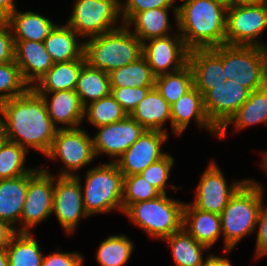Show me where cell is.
Masks as SVG:
<instances>
[{
  "mask_svg": "<svg viewBox=\"0 0 267 266\" xmlns=\"http://www.w3.org/2000/svg\"><path fill=\"white\" fill-rule=\"evenodd\" d=\"M83 256L76 252H54L43 257L41 266H83Z\"/></svg>",
  "mask_w": 267,
  "mask_h": 266,
  "instance_id": "obj_43",
  "label": "cell"
},
{
  "mask_svg": "<svg viewBox=\"0 0 267 266\" xmlns=\"http://www.w3.org/2000/svg\"><path fill=\"white\" fill-rule=\"evenodd\" d=\"M173 9L176 23H178V8H153L136 13L125 25H133L134 33L143 43L152 38L170 35L168 11ZM169 32V33H168Z\"/></svg>",
  "mask_w": 267,
  "mask_h": 266,
  "instance_id": "obj_27",
  "label": "cell"
},
{
  "mask_svg": "<svg viewBox=\"0 0 267 266\" xmlns=\"http://www.w3.org/2000/svg\"><path fill=\"white\" fill-rule=\"evenodd\" d=\"M262 166H263V169L266 171L267 173V151L264 152L263 154V161H262Z\"/></svg>",
  "mask_w": 267,
  "mask_h": 266,
  "instance_id": "obj_50",
  "label": "cell"
},
{
  "mask_svg": "<svg viewBox=\"0 0 267 266\" xmlns=\"http://www.w3.org/2000/svg\"><path fill=\"white\" fill-rule=\"evenodd\" d=\"M261 123H267V85L251 92L248 100L218 130V137L224 138L232 124L241 130Z\"/></svg>",
  "mask_w": 267,
  "mask_h": 266,
  "instance_id": "obj_26",
  "label": "cell"
},
{
  "mask_svg": "<svg viewBox=\"0 0 267 266\" xmlns=\"http://www.w3.org/2000/svg\"><path fill=\"white\" fill-rule=\"evenodd\" d=\"M0 119L5 139L26 150L33 148L45 156L49 152L57 128L48 115L44 99L33 88L19 97L1 102Z\"/></svg>",
  "mask_w": 267,
  "mask_h": 266,
  "instance_id": "obj_2",
  "label": "cell"
},
{
  "mask_svg": "<svg viewBox=\"0 0 267 266\" xmlns=\"http://www.w3.org/2000/svg\"><path fill=\"white\" fill-rule=\"evenodd\" d=\"M171 105L153 87L129 114L145 130L164 131V124L171 121Z\"/></svg>",
  "mask_w": 267,
  "mask_h": 266,
  "instance_id": "obj_25",
  "label": "cell"
},
{
  "mask_svg": "<svg viewBox=\"0 0 267 266\" xmlns=\"http://www.w3.org/2000/svg\"><path fill=\"white\" fill-rule=\"evenodd\" d=\"M75 91L83 106L108 96L111 92L109 75L85 63L81 67Z\"/></svg>",
  "mask_w": 267,
  "mask_h": 266,
  "instance_id": "obj_30",
  "label": "cell"
},
{
  "mask_svg": "<svg viewBox=\"0 0 267 266\" xmlns=\"http://www.w3.org/2000/svg\"><path fill=\"white\" fill-rule=\"evenodd\" d=\"M262 186L247 179L232 195L220 214L225 252L231 251L241 239L255 232L263 205Z\"/></svg>",
  "mask_w": 267,
  "mask_h": 266,
  "instance_id": "obj_4",
  "label": "cell"
},
{
  "mask_svg": "<svg viewBox=\"0 0 267 266\" xmlns=\"http://www.w3.org/2000/svg\"><path fill=\"white\" fill-rule=\"evenodd\" d=\"M46 157L60 159L65 169L58 176H75L74 171L90 164L96 157L92 137L81 128L57 129ZM73 171V172H72Z\"/></svg>",
  "mask_w": 267,
  "mask_h": 266,
  "instance_id": "obj_10",
  "label": "cell"
},
{
  "mask_svg": "<svg viewBox=\"0 0 267 266\" xmlns=\"http://www.w3.org/2000/svg\"><path fill=\"white\" fill-rule=\"evenodd\" d=\"M14 60L25 82L32 88L53 66L44 42L14 41Z\"/></svg>",
  "mask_w": 267,
  "mask_h": 266,
  "instance_id": "obj_20",
  "label": "cell"
},
{
  "mask_svg": "<svg viewBox=\"0 0 267 266\" xmlns=\"http://www.w3.org/2000/svg\"><path fill=\"white\" fill-rule=\"evenodd\" d=\"M178 31L186 47L209 49L225 44L227 7L215 0H182Z\"/></svg>",
  "mask_w": 267,
  "mask_h": 266,
  "instance_id": "obj_3",
  "label": "cell"
},
{
  "mask_svg": "<svg viewBox=\"0 0 267 266\" xmlns=\"http://www.w3.org/2000/svg\"><path fill=\"white\" fill-rule=\"evenodd\" d=\"M110 88L154 87L156 76L142 55L136 61L108 73Z\"/></svg>",
  "mask_w": 267,
  "mask_h": 266,
  "instance_id": "obj_29",
  "label": "cell"
},
{
  "mask_svg": "<svg viewBox=\"0 0 267 266\" xmlns=\"http://www.w3.org/2000/svg\"><path fill=\"white\" fill-rule=\"evenodd\" d=\"M177 31L171 36L152 38L142 43V55L156 77L178 71L188 64L189 49Z\"/></svg>",
  "mask_w": 267,
  "mask_h": 266,
  "instance_id": "obj_13",
  "label": "cell"
},
{
  "mask_svg": "<svg viewBox=\"0 0 267 266\" xmlns=\"http://www.w3.org/2000/svg\"><path fill=\"white\" fill-rule=\"evenodd\" d=\"M0 266H9L6 248L0 249Z\"/></svg>",
  "mask_w": 267,
  "mask_h": 266,
  "instance_id": "obj_49",
  "label": "cell"
},
{
  "mask_svg": "<svg viewBox=\"0 0 267 266\" xmlns=\"http://www.w3.org/2000/svg\"><path fill=\"white\" fill-rule=\"evenodd\" d=\"M30 88L15 60L0 64V103L23 95Z\"/></svg>",
  "mask_w": 267,
  "mask_h": 266,
  "instance_id": "obj_37",
  "label": "cell"
},
{
  "mask_svg": "<svg viewBox=\"0 0 267 266\" xmlns=\"http://www.w3.org/2000/svg\"><path fill=\"white\" fill-rule=\"evenodd\" d=\"M188 65L193 86L203 95L206 115L219 130L248 100L251 91L229 74L227 44L189 50Z\"/></svg>",
  "mask_w": 267,
  "mask_h": 266,
  "instance_id": "obj_1",
  "label": "cell"
},
{
  "mask_svg": "<svg viewBox=\"0 0 267 266\" xmlns=\"http://www.w3.org/2000/svg\"><path fill=\"white\" fill-rule=\"evenodd\" d=\"M85 59L57 62L32 87L36 92L75 90L81 67Z\"/></svg>",
  "mask_w": 267,
  "mask_h": 266,
  "instance_id": "obj_28",
  "label": "cell"
},
{
  "mask_svg": "<svg viewBox=\"0 0 267 266\" xmlns=\"http://www.w3.org/2000/svg\"><path fill=\"white\" fill-rule=\"evenodd\" d=\"M266 30L267 0L254 5L227 8L225 44L267 48V44L257 39Z\"/></svg>",
  "mask_w": 267,
  "mask_h": 266,
  "instance_id": "obj_9",
  "label": "cell"
},
{
  "mask_svg": "<svg viewBox=\"0 0 267 266\" xmlns=\"http://www.w3.org/2000/svg\"><path fill=\"white\" fill-rule=\"evenodd\" d=\"M77 36L80 37L67 24H57L53 28L50 34L45 38L44 45L54 63L85 59L84 41H78Z\"/></svg>",
  "mask_w": 267,
  "mask_h": 266,
  "instance_id": "obj_23",
  "label": "cell"
},
{
  "mask_svg": "<svg viewBox=\"0 0 267 266\" xmlns=\"http://www.w3.org/2000/svg\"><path fill=\"white\" fill-rule=\"evenodd\" d=\"M214 161H211L200 178L195 200L190 203L198 210L221 214L232 195L247 180L235 181L227 185L224 174Z\"/></svg>",
  "mask_w": 267,
  "mask_h": 266,
  "instance_id": "obj_15",
  "label": "cell"
},
{
  "mask_svg": "<svg viewBox=\"0 0 267 266\" xmlns=\"http://www.w3.org/2000/svg\"><path fill=\"white\" fill-rule=\"evenodd\" d=\"M163 240L171 247L177 266H201L204 261L202 252L209 249L197 242L183 227Z\"/></svg>",
  "mask_w": 267,
  "mask_h": 266,
  "instance_id": "obj_31",
  "label": "cell"
},
{
  "mask_svg": "<svg viewBox=\"0 0 267 266\" xmlns=\"http://www.w3.org/2000/svg\"><path fill=\"white\" fill-rule=\"evenodd\" d=\"M263 0H229V8L238 6L254 5L262 2Z\"/></svg>",
  "mask_w": 267,
  "mask_h": 266,
  "instance_id": "obj_48",
  "label": "cell"
},
{
  "mask_svg": "<svg viewBox=\"0 0 267 266\" xmlns=\"http://www.w3.org/2000/svg\"><path fill=\"white\" fill-rule=\"evenodd\" d=\"M54 176L43 167L28 173V187L20 216L22 224L16 232H30L38 223L51 216L53 209Z\"/></svg>",
  "mask_w": 267,
  "mask_h": 266,
  "instance_id": "obj_11",
  "label": "cell"
},
{
  "mask_svg": "<svg viewBox=\"0 0 267 266\" xmlns=\"http://www.w3.org/2000/svg\"><path fill=\"white\" fill-rule=\"evenodd\" d=\"M13 32L5 20H0V64L14 60Z\"/></svg>",
  "mask_w": 267,
  "mask_h": 266,
  "instance_id": "obj_42",
  "label": "cell"
},
{
  "mask_svg": "<svg viewBox=\"0 0 267 266\" xmlns=\"http://www.w3.org/2000/svg\"><path fill=\"white\" fill-rule=\"evenodd\" d=\"M127 116V112L114 99L111 93L84 106V119L87 117L90 124L96 128L121 121Z\"/></svg>",
  "mask_w": 267,
  "mask_h": 266,
  "instance_id": "obj_36",
  "label": "cell"
},
{
  "mask_svg": "<svg viewBox=\"0 0 267 266\" xmlns=\"http://www.w3.org/2000/svg\"><path fill=\"white\" fill-rule=\"evenodd\" d=\"M182 227L199 243L213 247L222 235L219 214L198 210L184 204Z\"/></svg>",
  "mask_w": 267,
  "mask_h": 266,
  "instance_id": "obj_21",
  "label": "cell"
},
{
  "mask_svg": "<svg viewBox=\"0 0 267 266\" xmlns=\"http://www.w3.org/2000/svg\"><path fill=\"white\" fill-rule=\"evenodd\" d=\"M165 131L145 130L115 162L123 176L140 174L152 163L163 158L162 145L168 139Z\"/></svg>",
  "mask_w": 267,
  "mask_h": 266,
  "instance_id": "obj_16",
  "label": "cell"
},
{
  "mask_svg": "<svg viewBox=\"0 0 267 266\" xmlns=\"http://www.w3.org/2000/svg\"><path fill=\"white\" fill-rule=\"evenodd\" d=\"M121 19L120 4L116 0H76L66 23L81 38H91L114 31Z\"/></svg>",
  "mask_w": 267,
  "mask_h": 266,
  "instance_id": "obj_8",
  "label": "cell"
},
{
  "mask_svg": "<svg viewBox=\"0 0 267 266\" xmlns=\"http://www.w3.org/2000/svg\"><path fill=\"white\" fill-rule=\"evenodd\" d=\"M153 87L111 88V95L129 115Z\"/></svg>",
  "mask_w": 267,
  "mask_h": 266,
  "instance_id": "obj_41",
  "label": "cell"
},
{
  "mask_svg": "<svg viewBox=\"0 0 267 266\" xmlns=\"http://www.w3.org/2000/svg\"><path fill=\"white\" fill-rule=\"evenodd\" d=\"M134 249L126 235H111L100 243L96 260L101 266H124Z\"/></svg>",
  "mask_w": 267,
  "mask_h": 266,
  "instance_id": "obj_34",
  "label": "cell"
},
{
  "mask_svg": "<svg viewBox=\"0 0 267 266\" xmlns=\"http://www.w3.org/2000/svg\"><path fill=\"white\" fill-rule=\"evenodd\" d=\"M15 0H0V20H6L15 10Z\"/></svg>",
  "mask_w": 267,
  "mask_h": 266,
  "instance_id": "obj_46",
  "label": "cell"
},
{
  "mask_svg": "<svg viewBox=\"0 0 267 266\" xmlns=\"http://www.w3.org/2000/svg\"><path fill=\"white\" fill-rule=\"evenodd\" d=\"M201 266H233L231 261L228 258H221L220 256H216L214 254H210L207 256L205 261L201 264Z\"/></svg>",
  "mask_w": 267,
  "mask_h": 266,
  "instance_id": "obj_47",
  "label": "cell"
},
{
  "mask_svg": "<svg viewBox=\"0 0 267 266\" xmlns=\"http://www.w3.org/2000/svg\"><path fill=\"white\" fill-rule=\"evenodd\" d=\"M229 74L251 92L267 85V48L227 45Z\"/></svg>",
  "mask_w": 267,
  "mask_h": 266,
  "instance_id": "obj_12",
  "label": "cell"
},
{
  "mask_svg": "<svg viewBox=\"0 0 267 266\" xmlns=\"http://www.w3.org/2000/svg\"><path fill=\"white\" fill-rule=\"evenodd\" d=\"M29 151L15 142L3 139L0 142V180L23 176L34 172L36 167L26 168L24 162Z\"/></svg>",
  "mask_w": 267,
  "mask_h": 266,
  "instance_id": "obj_35",
  "label": "cell"
},
{
  "mask_svg": "<svg viewBox=\"0 0 267 266\" xmlns=\"http://www.w3.org/2000/svg\"><path fill=\"white\" fill-rule=\"evenodd\" d=\"M170 108L172 132L175 135L180 136L194 118L200 128L207 129L212 135L214 134V137L218 138V129L206 115L203 95L194 86L173 103Z\"/></svg>",
  "mask_w": 267,
  "mask_h": 266,
  "instance_id": "obj_18",
  "label": "cell"
},
{
  "mask_svg": "<svg viewBox=\"0 0 267 266\" xmlns=\"http://www.w3.org/2000/svg\"><path fill=\"white\" fill-rule=\"evenodd\" d=\"M99 132L93 136L95 154L105 153L111 158H119L145 131L129 115L118 122L97 127Z\"/></svg>",
  "mask_w": 267,
  "mask_h": 266,
  "instance_id": "obj_17",
  "label": "cell"
},
{
  "mask_svg": "<svg viewBox=\"0 0 267 266\" xmlns=\"http://www.w3.org/2000/svg\"><path fill=\"white\" fill-rule=\"evenodd\" d=\"M9 266H41L43 253L30 232H16L6 247Z\"/></svg>",
  "mask_w": 267,
  "mask_h": 266,
  "instance_id": "obj_32",
  "label": "cell"
},
{
  "mask_svg": "<svg viewBox=\"0 0 267 266\" xmlns=\"http://www.w3.org/2000/svg\"><path fill=\"white\" fill-rule=\"evenodd\" d=\"M162 193L148 183L141 175H128L123 178V212L134 203L155 199Z\"/></svg>",
  "mask_w": 267,
  "mask_h": 266,
  "instance_id": "obj_38",
  "label": "cell"
},
{
  "mask_svg": "<svg viewBox=\"0 0 267 266\" xmlns=\"http://www.w3.org/2000/svg\"><path fill=\"white\" fill-rule=\"evenodd\" d=\"M123 178L115 162L90 168L81 186L85 212L89 216L116 209L123 213Z\"/></svg>",
  "mask_w": 267,
  "mask_h": 266,
  "instance_id": "obj_6",
  "label": "cell"
},
{
  "mask_svg": "<svg viewBox=\"0 0 267 266\" xmlns=\"http://www.w3.org/2000/svg\"><path fill=\"white\" fill-rule=\"evenodd\" d=\"M256 255L255 258H260L267 254V205L261 209L257 225H256Z\"/></svg>",
  "mask_w": 267,
  "mask_h": 266,
  "instance_id": "obj_44",
  "label": "cell"
},
{
  "mask_svg": "<svg viewBox=\"0 0 267 266\" xmlns=\"http://www.w3.org/2000/svg\"><path fill=\"white\" fill-rule=\"evenodd\" d=\"M16 233L15 229L9 224L0 220V249L6 248L12 236Z\"/></svg>",
  "mask_w": 267,
  "mask_h": 266,
  "instance_id": "obj_45",
  "label": "cell"
},
{
  "mask_svg": "<svg viewBox=\"0 0 267 266\" xmlns=\"http://www.w3.org/2000/svg\"><path fill=\"white\" fill-rule=\"evenodd\" d=\"M184 204L162 194L131 204L123 214L149 236L163 240L182 228Z\"/></svg>",
  "mask_w": 267,
  "mask_h": 266,
  "instance_id": "obj_7",
  "label": "cell"
},
{
  "mask_svg": "<svg viewBox=\"0 0 267 266\" xmlns=\"http://www.w3.org/2000/svg\"><path fill=\"white\" fill-rule=\"evenodd\" d=\"M4 139V136H3V126H2V122H1V119H0V142Z\"/></svg>",
  "mask_w": 267,
  "mask_h": 266,
  "instance_id": "obj_51",
  "label": "cell"
},
{
  "mask_svg": "<svg viewBox=\"0 0 267 266\" xmlns=\"http://www.w3.org/2000/svg\"><path fill=\"white\" fill-rule=\"evenodd\" d=\"M176 0H126L120 3L122 24L125 25L136 13L153 8H178L173 3ZM174 5V6H173Z\"/></svg>",
  "mask_w": 267,
  "mask_h": 266,
  "instance_id": "obj_40",
  "label": "cell"
},
{
  "mask_svg": "<svg viewBox=\"0 0 267 266\" xmlns=\"http://www.w3.org/2000/svg\"><path fill=\"white\" fill-rule=\"evenodd\" d=\"M14 34V41H37L44 42L57 25L48 17L39 13L26 11L20 12L17 9L5 20Z\"/></svg>",
  "mask_w": 267,
  "mask_h": 266,
  "instance_id": "obj_22",
  "label": "cell"
},
{
  "mask_svg": "<svg viewBox=\"0 0 267 266\" xmlns=\"http://www.w3.org/2000/svg\"><path fill=\"white\" fill-rule=\"evenodd\" d=\"M173 164V156L167 153L163 158L149 165L139 175L156 187L162 194H166V187L169 185L166 182Z\"/></svg>",
  "mask_w": 267,
  "mask_h": 266,
  "instance_id": "obj_39",
  "label": "cell"
},
{
  "mask_svg": "<svg viewBox=\"0 0 267 266\" xmlns=\"http://www.w3.org/2000/svg\"><path fill=\"white\" fill-rule=\"evenodd\" d=\"M130 29L121 24L114 31L85 40V62L108 74L136 61L142 56V42Z\"/></svg>",
  "mask_w": 267,
  "mask_h": 266,
  "instance_id": "obj_5",
  "label": "cell"
},
{
  "mask_svg": "<svg viewBox=\"0 0 267 266\" xmlns=\"http://www.w3.org/2000/svg\"><path fill=\"white\" fill-rule=\"evenodd\" d=\"M57 178V179H56ZM54 177L53 209L60 225L68 235L73 234L82 217H89L85 212L82 198L80 177Z\"/></svg>",
  "mask_w": 267,
  "mask_h": 266,
  "instance_id": "obj_14",
  "label": "cell"
},
{
  "mask_svg": "<svg viewBox=\"0 0 267 266\" xmlns=\"http://www.w3.org/2000/svg\"><path fill=\"white\" fill-rule=\"evenodd\" d=\"M37 93L44 99L48 115L57 129L79 128L78 126L84 120V106L75 90ZM49 94H53L50 101ZM57 123L64 126L60 125L59 127Z\"/></svg>",
  "mask_w": 267,
  "mask_h": 266,
  "instance_id": "obj_19",
  "label": "cell"
},
{
  "mask_svg": "<svg viewBox=\"0 0 267 266\" xmlns=\"http://www.w3.org/2000/svg\"><path fill=\"white\" fill-rule=\"evenodd\" d=\"M215 1H218L222 3L223 5H225L227 8H229V0H215Z\"/></svg>",
  "mask_w": 267,
  "mask_h": 266,
  "instance_id": "obj_52",
  "label": "cell"
},
{
  "mask_svg": "<svg viewBox=\"0 0 267 266\" xmlns=\"http://www.w3.org/2000/svg\"><path fill=\"white\" fill-rule=\"evenodd\" d=\"M154 87L172 105L193 87V73L187 64L178 71L156 77Z\"/></svg>",
  "mask_w": 267,
  "mask_h": 266,
  "instance_id": "obj_33",
  "label": "cell"
},
{
  "mask_svg": "<svg viewBox=\"0 0 267 266\" xmlns=\"http://www.w3.org/2000/svg\"><path fill=\"white\" fill-rule=\"evenodd\" d=\"M27 187L28 174L0 180V220L14 229V225L20 221Z\"/></svg>",
  "mask_w": 267,
  "mask_h": 266,
  "instance_id": "obj_24",
  "label": "cell"
}]
</instances>
